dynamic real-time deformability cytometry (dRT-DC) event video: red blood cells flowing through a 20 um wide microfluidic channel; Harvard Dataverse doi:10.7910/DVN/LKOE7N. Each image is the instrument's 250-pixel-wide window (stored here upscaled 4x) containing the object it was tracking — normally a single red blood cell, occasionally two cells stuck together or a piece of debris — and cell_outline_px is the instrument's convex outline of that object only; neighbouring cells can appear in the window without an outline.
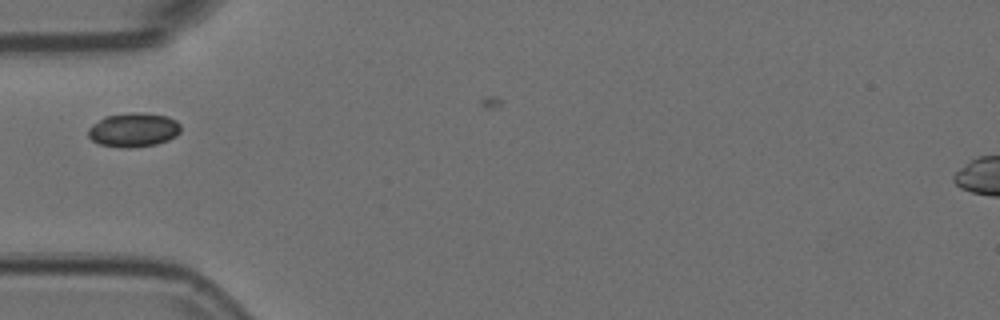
{"species": "Egyptian fruit bat (a non-hibernating species)", "species_latin": "Rousettus aegyptiacus", "temperature_condition": "room temperature", "stored_images_in_passage": 4, "camera_frame_rate_fps": 3000, "um_per_image_px": 0.085, "animal": {"sex": "female"}, "frame": {"image": 1, "passage_image": 3, "time_ms": 0.667, "image_size_px": [1000, 320], "cell_outline_px": [[180, 132], [176, 136], [168, 140], [156, 144], [128, 148], [124, 148], [100, 144], [92, 140], [88, 136], [88, 128], [92, 124], [104, 116], [132, 112], [144, 112], [168, 116], [176, 120], [180, 124]], "centroid_in_image_um": [11.35, 11.02], "position_along_channel_um": 73.6, "area_um2": 18.55}}